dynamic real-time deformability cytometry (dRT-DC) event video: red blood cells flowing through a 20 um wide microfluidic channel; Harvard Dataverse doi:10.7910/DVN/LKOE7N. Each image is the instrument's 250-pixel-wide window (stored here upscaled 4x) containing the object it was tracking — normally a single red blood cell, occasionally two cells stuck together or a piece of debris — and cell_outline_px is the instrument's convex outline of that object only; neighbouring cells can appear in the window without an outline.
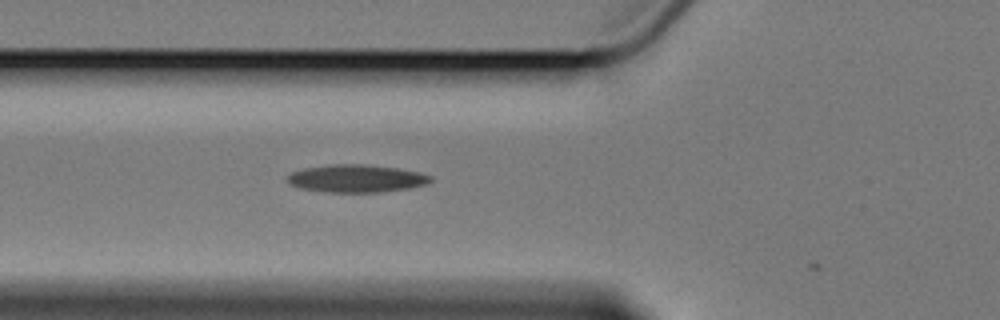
{"species": "Egyptian fruit bat (a non-hibernating species)", "species_latin": "Rousettus aegyptiacus", "temperature_condition": "cold", "stored_images_in_passage": 3, "camera_frame_rate_fps": 3000, "um_per_image_px": 0.085, "animal": {"sex": "female"}, "frame": {"image": 1, "passage_image": 3, "time_ms": 2.333, "image_size_px": [1000, 320], "cell_outline_px": [[432, 180], [424, 184], [408, 188], [380, 192], [328, 192], [300, 188], [292, 184], [288, 180], [288, 176], [292, 172], [304, 168], [328, 164], [364, 164], [396, 168], [420, 172], [432, 176]], "centroid_in_image_um": [30.29, 15.16], "position_along_channel_um": 95.5, "area_um2": 22.89}}